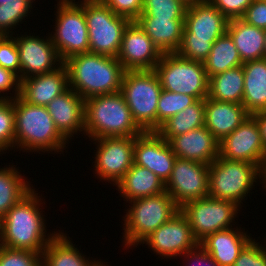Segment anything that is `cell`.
Returning <instances> with one entry per match:
<instances>
[{
    "label": "cell",
    "instance_id": "17",
    "mask_svg": "<svg viewBox=\"0 0 266 266\" xmlns=\"http://www.w3.org/2000/svg\"><path fill=\"white\" fill-rule=\"evenodd\" d=\"M161 51L136 21H131L123 34L118 61L127 70H154Z\"/></svg>",
    "mask_w": 266,
    "mask_h": 266
},
{
    "label": "cell",
    "instance_id": "31",
    "mask_svg": "<svg viewBox=\"0 0 266 266\" xmlns=\"http://www.w3.org/2000/svg\"><path fill=\"white\" fill-rule=\"evenodd\" d=\"M12 165L0 167V219L32 189V182Z\"/></svg>",
    "mask_w": 266,
    "mask_h": 266
},
{
    "label": "cell",
    "instance_id": "27",
    "mask_svg": "<svg viewBox=\"0 0 266 266\" xmlns=\"http://www.w3.org/2000/svg\"><path fill=\"white\" fill-rule=\"evenodd\" d=\"M227 33L231 36L242 62L265 58V30L246 23L241 18L228 21Z\"/></svg>",
    "mask_w": 266,
    "mask_h": 266
},
{
    "label": "cell",
    "instance_id": "11",
    "mask_svg": "<svg viewBox=\"0 0 266 266\" xmlns=\"http://www.w3.org/2000/svg\"><path fill=\"white\" fill-rule=\"evenodd\" d=\"M240 209L234 202L207 196L187 202L180 211L187 218L194 238L200 242L209 234L233 228Z\"/></svg>",
    "mask_w": 266,
    "mask_h": 266
},
{
    "label": "cell",
    "instance_id": "45",
    "mask_svg": "<svg viewBox=\"0 0 266 266\" xmlns=\"http://www.w3.org/2000/svg\"><path fill=\"white\" fill-rule=\"evenodd\" d=\"M241 19L250 25L266 30V0H253Z\"/></svg>",
    "mask_w": 266,
    "mask_h": 266
},
{
    "label": "cell",
    "instance_id": "19",
    "mask_svg": "<svg viewBox=\"0 0 266 266\" xmlns=\"http://www.w3.org/2000/svg\"><path fill=\"white\" fill-rule=\"evenodd\" d=\"M227 19L209 0L189 6L182 38L218 39L227 32Z\"/></svg>",
    "mask_w": 266,
    "mask_h": 266
},
{
    "label": "cell",
    "instance_id": "44",
    "mask_svg": "<svg viewBox=\"0 0 266 266\" xmlns=\"http://www.w3.org/2000/svg\"><path fill=\"white\" fill-rule=\"evenodd\" d=\"M11 90L14 93V95L13 93H11ZM7 92L8 94L10 92L11 95L8 96ZM19 95H20V80L18 76L11 70L5 69L0 66V100L1 99L14 100Z\"/></svg>",
    "mask_w": 266,
    "mask_h": 266
},
{
    "label": "cell",
    "instance_id": "35",
    "mask_svg": "<svg viewBox=\"0 0 266 266\" xmlns=\"http://www.w3.org/2000/svg\"><path fill=\"white\" fill-rule=\"evenodd\" d=\"M196 101L197 99L193 96L162 89L157 105V129L169 118Z\"/></svg>",
    "mask_w": 266,
    "mask_h": 266
},
{
    "label": "cell",
    "instance_id": "40",
    "mask_svg": "<svg viewBox=\"0 0 266 266\" xmlns=\"http://www.w3.org/2000/svg\"><path fill=\"white\" fill-rule=\"evenodd\" d=\"M251 239L239 253L233 266H266V240L264 245Z\"/></svg>",
    "mask_w": 266,
    "mask_h": 266
},
{
    "label": "cell",
    "instance_id": "37",
    "mask_svg": "<svg viewBox=\"0 0 266 266\" xmlns=\"http://www.w3.org/2000/svg\"><path fill=\"white\" fill-rule=\"evenodd\" d=\"M15 151L14 100H0V156L9 149ZM6 151V152H5Z\"/></svg>",
    "mask_w": 266,
    "mask_h": 266
},
{
    "label": "cell",
    "instance_id": "43",
    "mask_svg": "<svg viewBox=\"0 0 266 266\" xmlns=\"http://www.w3.org/2000/svg\"><path fill=\"white\" fill-rule=\"evenodd\" d=\"M227 19L241 18L253 0H209Z\"/></svg>",
    "mask_w": 266,
    "mask_h": 266
},
{
    "label": "cell",
    "instance_id": "21",
    "mask_svg": "<svg viewBox=\"0 0 266 266\" xmlns=\"http://www.w3.org/2000/svg\"><path fill=\"white\" fill-rule=\"evenodd\" d=\"M168 144L180 159L210 165L219 156L220 142L205 126L171 137Z\"/></svg>",
    "mask_w": 266,
    "mask_h": 266
},
{
    "label": "cell",
    "instance_id": "29",
    "mask_svg": "<svg viewBox=\"0 0 266 266\" xmlns=\"http://www.w3.org/2000/svg\"><path fill=\"white\" fill-rule=\"evenodd\" d=\"M70 239L64 231H59L43 251L42 266H97L101 262L86 257Z\"/></svg>",
    "mask_w": 266,
    "mask_h": 266
},
{
    "label": "cell",
    "instance_id": "30",
    "mask_svg": "<svg viewBox=\"0 0 266 266\" xmlns=\"http://www.w3.org/2000/svg\"><path fill=\"white\" fill-rule=\"evenodd\" d=\"M244 93L243 66L209 77L208 98L242 104Z\"/></svg>",
    "mask_w": 266,
    "mask_h": 266
},
{
    "label": "cell",
    "instance_id": "51",
    "mask_svg": "<svg viewBox=\"0 0 266 266\" xmlns=\"http://www.w3.org/2000/svg\"><path fill=\"white\" fill-rule=\"evenodd\" d=\"M107 264H104L103 261H101L97 266H106ZM108 266V265H107Z\"/></svg>",
    "mask_w": 266,
    "mask_h": 266
},
{
    "label": "cell",
    "instance_id": "25",
    "mask_svg": "<svg viewBox=\"0 0 266 266\" xmlns=\"http://www.w3.org/2000/svg\"><path fill=\"white\" fill-rule=\"evenodd\" d=\"M184 19L138 17L135 21L164 54L178 51L182 41Z\"/></svg>",
    "mask_w": 266,
    "mask_h": 266
},
{
    "label": "cell",
    "instance_id": "15",
    "mask_svg": "<svg viewBox=\"0 0 266 266\" xmlns=\"http://www.w3.org/2000/svg\"><path fill=\"white\" fill-rule=\"evenodd\" d=\"M142 243L148 245L161 259L180 257L199 244L181 211L147 236Z\"/></svg>",
    "mask_w": 266,
    "mask_h": 266
},
{
    "label": "cell",
    "instance_id": "50",
    "mask_svg": "<svg viewBox=\"0 0 266 266\" xmlns=\"http://www.w3.org/2000/svg\"><path fill=\"white\" fill-rule=\"evenodd\" d=\"M264 50H265V58H266V30H265V45H264Z\"/></svg>",
    "mask_w": 266,
    "mask_h": 266
},
{
    "label": "cell",
    "instance_id": "13",
    "mask_svg": "<svg viewBox=\"0 0 266 266\" xmlns=\"http://www.w3.org/2000/svg\"><path fill=\"white\" fill-rule=\"evenodd\" d=\"M209 165L177 158L165 191L179 208L209 195Z\"/></svg>",
    "mask_w": 266,
    "mask_h": 266
},
{
    "label": "cell",
    "instance_id": "24",
    "mask_svg": "<svg viewBox=\"0 0 266 266\" xmlns=\"http://www.w3.org/2000/svg\"><path fill=\"white\" fill-rule=\"evenodd\" d=\"M235 227L209 234L199 242L220 266H233L241 250L252 239L251 234L242 231L244 227Z\"/></svg>",
    "mask_w": 266,
    "mask_h": 266
},
{
    "label": "cell",
    "instance_id": "8",
    "mask_svg": "<svg viewBox=\"0 0 266 266\" xmlns=\"http://www.w3.org/2000/svg\"><path fill=\"white\" fill-rule=\"evenodd\" d=\"M89 52L116 57L127 25L126 17L115 14L102 0H83Z\"/></svg>",
    "mask_w": 266,
    "mask_h": 266
},
{
    "label": "cell",
    "instance_id": "46",
    "mask_svg": "<svg viewBox=\"0 0 266 266\" xmlns=\"http://www.w3.org/2000/svg\"><path fill=\"white\" fill-rule=\"evenodd\" d=\"M181 257L184 258V262H188L185 266H220L200 244Z\"/></svg>",
    "mask_w": 266,
    "mask_h": 266
},
{
    "label": "cell",
    "instance_id": "32",
    "mask_svg": "<svg viewBox=\"0 0 266 266\" xmlns=\"http://www.w3.org/2000/svg\"><path fill=\"white\" fill-rule=\"evenodd\" d=\"M203 126H205V99H199L169 118L156 132L168 141L171 137L187 133Z\"/></svg>",
    "mask_w": 266,
    "mask_h": 266
},
{
    "label": "cell",
    "instance_id": "9",
    "mask_svg": "<svg viewBox=\"0 0 266 266\" xmlns=\"http://www.w3.org/2000/svg\"><path fill=\"white\" fill-rule=\"evenodd\" d=\"M154 71L164 90L187 94L197 100L208 97L209 77L202 62L183 58L177 53H164Z\"/></svg>",
    "mask_w": 266,
    "mask_h": 266
},
{
    "label": "cell",
    "instance_id": "6",
    "mask_svg": "<svg viewBox=\"0 0 266 266\" xmlns=\"http://www.w3.org/2000/svg\"><path fill=\"white\" fill-rule=\"evenodd\" d=\"M260 179L261 167L259 165L228 160L219 155L209 165L208 196L234 202L242 208L245 197L247 200L248 194L255 188V183L261 182Z\"/></svg>",
    "mask_w": 266,
    "mask_h": 266
},
{
    "label": "cell",
    "instance_id": "33",
    "mask_svg": "<svg viewBox=\"0 0 266 266\" xmlns=\"http://www.w3.org/2000/svg\"><path fill=\"white\" fill-rule=\"evenodd\" d=\"M208 77L225 72L243 64L231 36L226 32L212 46L209 56L203 62Z\"/></svg>",
    "mask_w": 266,
    "mask_h": 266
},
{
    "label": "cell",
    "instance_id": "18",
    "mask_svg": "<svg viewBox=\"0 0 266 266\" xmlns=\"http://www.w3.org/2000/svg\"><path fill=\"white\" fill-rule=\"evenodd\" d=\"M177 157L168 141L156 131L143 132L135 137L134 164L148 168L166 183Z\"/></svg>",
    "mask_w": 266,
    "mask_h": 266
},
{
    "label": "cell",
    "instance_id": "16",
    "mask_svg": "<svg viewBox=\"0 0 266 266\" xmlns=\"http://www.w3.org/2000/svg\"><path fill=\"white\" fill-rule=\"evenodd\" d=\"M219 155L228 160L245 161L262 167L266 151L259 126L252 116L220 142Z\"/></svg>",
    "mask_w": 266,
    "mask_h": 266
},
{
    "label": "cell",
    "instance_id": "47",
    "mask_svg": "<svg viewBox=\"0 0 266 266\" xmlns=\"http://www.w3.org/2000/svg\"><path fill=\"white\" fill-rule=\"evenodd\" d=\"M251 116L255 119L259 126L261 140L266 151V111H259L253 113Z\"/></svg>",
    "mask_w": 266,
    "mask_h": 266
},
{
    "label": "cell",
    "instance_id": "3",
    "mask_svg": "<svg viewBox=\"0 0 266 266\" xmlns=\"http://www.w3.org/2000/svg\"><path fill=\"white\" fill-rule=\"evenodd\" d=\"M14 110L16 151L19 148L26 153L54 151L58 154L68 148L70 141L58 131L46 106L29 104L17 96L14 99Z\"/></svg>",
    "mask_w": 266,
    "mask_h": 266
},
{
    "label": "cell",
    "instance_id": "14",
    "mask_svg": "<svg viewBox=\"0 0 266 266\" xmlns=\"http://www.w3.org/2000/svg\"><path fill=\"white\" fill-rule=\"evenodd\" d=\"M33 34L19 35L18 33L16 37L12 36L15 39L19 53V80L54 71L64 63L49 34L46 38Z\"/></svg>",
    "mask_w": 266,
    "mask_h": 266
},
{
    "label": "cell",
    "instance_id": "38",
    "mask_svg": "<svg viewBox=\"0 0 266 266\" xmlns=\"http://www.w3.org/2000/svg\"><path fill=\"white\" fill-rule=\"evenodd\" d=\"M0 266H42V254L0 245Z\"/></svg>",
    "mask_w": 266,
    "mask_h": 266
},
{
    "label": "cell",
    "instance_id": "26",
    "mask_svg": "<svg viewBox=\"0 0 266 266\" xmlns=\"http://www.w3.org/2000/svg\"><path fill=\"white\" fill-rule=\"evenodd\" d=\"M115 186L126 203L165 192V183L157 175L136 164L132 165Z\"/></svg>",
    "mask_w": 266,
    "mask_h": 266
},
{
    "label": "cell",
    "instance_id": "36",
    "mask_svg": "<svg viewBox=\"0 0 266 266\" xmlns=\"http://www.w3.org/2000/svg\"><path fill=\"white\" fill-rule=\"evenodd\" d=\"M187 8L180 0H143L139 17L185 18Z\"/></svg>",
    "mask_w": 266,
    "mask_h": 266
},
{
    "label": "cell",
    "instance_id": "48",
    "mask_svg": "<svg viewBox=\"0 0 266 266\" xmlns=\"http://www.w3.org/2000/svg\"><path fill=\"white\" fill-rule=\"evenodd\" d=\"M261 183H263L262 188L266 190V155L261 167Z\"/></svg>",
    "mask_w": 266,
    "mask_h": 266
},
{
    "label": "cell",
    "instance_id": "1",
    "mask_svg": "<svg viewBox=\"0 0 266 266\" xmlns=\"http://www.w3.org/2000/svg\"><path fill=\"white\" fill-rule=\"evenodd\" d=\"M36 192L33 188L0 219L1 246L43 254L47 244L60 231L47 233V222L42 211L44 200Z\"/></svg>",
    "mask_w": 266,
    "mask_h": 266
},
{
    "label": "cell",
    "instance_id": "20",
    "mask_svg": "<svg viewBox=\"0 0 266 266\" xmlns=\"http://www.w3.org/2000/svg\"><path fill=\"white\" fill-rule=\"evenodd\" d=\"M58 131L69 141L85 133V100L70 87L46 106Z\"/></svg>",
    "mask_w": 266,
    "mask_h": 266
},
{
    "label": "cell",
    "instance_id": "42",
    "mask_svg": "<svg viewBox=\"0 0 266 266\" xmlns=\"http://www.w3.org/2000/svg\"><path fill=\"white\" fill-rule=\"evenodd\" d=\"M115 14L135 21L142 12L143 0H102Z\"/></svg>",
    "mask_w": 266,
    "mask_h": 266
},
{
    "label": "cell",
    "instance_id": "23",
    "mask_svg": "<svg viewBox=\"0 0 266 266\" xmlns=\"http://www.w3.org/2000/svg\"><path fill=\"white\" fill-rule=\"evenodd\" d=\"M250 116L242 104L205 98V127L219 142Z\"/></svg>",
    "mask_w": 266,
    "mask_h": 266
},
{
    "label": "cell",
    "instance_id": "7",
    "mask_svg": "<svg viewBox=\"0 0 266 266\" xmlns=\"http://www.w3.org/2000/svg\"><path fill=\"white\" fill-rule=\"evenodd\" d=\"M161 91L154 70L125 71L120 92L134 121L144 132L157 130V105Z\"/></svg>",
    "mask_w": 266,
    "mask_h": 266
},
{
    "label": "cell",
    "instance_id": "2",
    "mask_svg": "<svg viewBox=\"0 0 266 266\" xmlns=\"http://www.w3.org/2000/svg\"><path fill=\"white\" fill-rule=\"evenodd\" d=\"M69 87L84 100L121 91L125 69L116 57L86 52L64 61Z\"/></svg>",
    "mask_w": 266,
    "mask_h": 266
},
{
    "label": "cell",
    "instance_id": "4",
    "mask_svg": "<svg viewBox=\"0 0 266 266\" xmlns=\"http://www.w3.org/2000/svg\"><path fill=\"white\" fill-rule=\"evenodd\" d=\"M144 131L134 121L121 92L85 100V133L90 140L107 137H137Z\"/></svg>",
    "mask_w": 266,
    "mask_h": 266
},
{
    "label": "cell",
    "instance_id": "5",
    "mask_svg": "<svg viewBox=\"0 0 266 266\" xmlns=\"http://www.w3.org/2000/svg\"><path fill=\"white\" fill-rule=\"evenodd\" d=\"M126 215L123 217L124 232L122 245L134 249L162 224L170 220L180 208L165 191L161 194L140 198L128 202Z\"/></svg>",
    "mask_w": 266,
    "mask_h": 266
},
{
    "label": "cell",
    "instance_id": "41",
    "mask_svg": "<svg viewBox=\"0 0 266 266\" xmlns=\"http://www.w3.org/2000/svg\"><path fill=\"white\" fill-rule=\"evenodd\" d=\"M0 66L20 76L18 47L12 36H0Z\"/></svg>",
    "mask_w": 266,
    "mask_h": 266
},
{
    "label": "cell",
    "instance_id": "12",
    "mask_svg": "<svg viewBox=\"0 0 266 266\" xmlns=\"http://www.w3.org/2000/svg\"><path fill=\"white\" fill-rule=\"evenodd\" d=\"M96 145L93 173L115 186L134 164L135 137H107L89 140Z\"/></svg>",
    "mask_w": 266,
    "mask_h": 266
},
{
    "label": "cell",
    "instance_id": "22",
    "mask_svg": "<svg viewBox=\"0 0 266 266\" xmlns=\"http://www.w3.org/2000/svg\"><path fill=\"white\" fill-rule=\"evenodd\" d=\"M68 88V71L63 63L54 71L20 80L19 96L29 104L47 106Z\"/></svg>",
    "mask_w": 266,
    "mask_h": 266
},
{
    "label": "cell",
    "instance_id": "34",
    "mask_svg": "<svg viewBox=\"0 0 266 266\" xmlns=\"http://www.w3.org/2000/svg\"><path fill=\"white\" fill-rule=\"evenodd\" d=\"M34 1H0V36L15 35V32L12 30L19 28L18 25L22 24L23 20L28 19V15H31L30 12L33 9V3H36Z\"/></svg>",
    "mask_w": 266,
    "mask_h": 266
},
{
    "label": "cell",
    "instance_id": "28",
    "mask_svg": "<svg viewBox=\"0 0 266 266\" xmlns=\"http://www.w3.org/2000/svg\"><path fill=\"white\" fill-rule=\"evenodd\" d=\"M244 93L242 105L252 115L266 111V58L243 62Z\"/></svg>",
    "mask_w": 266,
    "mask_h": 266
},
{
    "label": "cell",
    "instance_id": "10",
    "mask_svg": "<svg viewBox=\"0 0 266 266\" xmlns=\"http://www.w3.org/2000/svg\"><path fill=\"white\" fill-rule=\"evenodd\" d=\"M58 0L54 31L49 33L61 60L89 52V38L83 0ZM53 33V34H52Z\"/></svg>",
    "mask_w": 266,
    "mask_h": 266
},
{
    "label": "cell",
    "instance_id": "39",
    "mask_svg": "<svg viewBox=\"0 0 266 266\" xmlns=\"http://www.w3.org/2000/svg\"><path fill=\"white\" fill-rule=\"evenodd\" d=\"M217 39L182 38L181 45L176 52L183 58L204 62L211 52L213 43Z\"/></svg>",
    "mask_w": 266,
    "mask_h": 266
},
{
    "label": "cell",
    "instance_id": "49",
    "mask_svg": "<svg viewBox=\"0 0 266 266\" xmlns=\"http://www.w3.org/2000/svg\"><path fill=\"white\" fill-rule=\"evenodd\" d=\"M180 1L189 7L202 0H180Z\"/></svg>",
    "mask_w": 266,
    "mask_h": 266
}]
</instances>
